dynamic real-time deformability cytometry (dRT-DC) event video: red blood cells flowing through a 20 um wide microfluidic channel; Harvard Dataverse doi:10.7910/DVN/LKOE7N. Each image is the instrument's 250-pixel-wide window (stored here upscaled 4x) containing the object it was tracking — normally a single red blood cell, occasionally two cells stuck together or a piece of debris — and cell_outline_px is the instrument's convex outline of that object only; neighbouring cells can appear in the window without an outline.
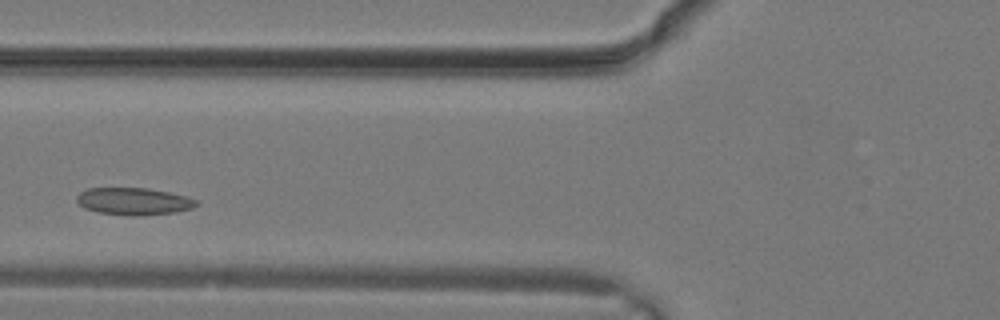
{"species": "common noctule bat (a hibernating species)", "species_latin": "Nyctalus noctula", "temperature_condition": "warm", "stored_images_in_passage": 8, "camera_frame_rate_fps": 3000, "um_per_image_px": 0.085, "animal": {"sex": "male", "body_mass_g": 19.2, "forearm_length_mm": 51.8}, "frame": {"image": 1, "passage_image": 5, "time_ms": 1.333, "image_size_px": [1000, 320], "cell_outline_px": [[200, 204], [192, 208], [176, 212], [136, 216], [128, 216], [96, 212], [84, 208], [76, 200], [76, 196], [80, 192], [88, 188], [148, 188], [168, 192], [184, 196], [196, 200]], "centroid_in_image_um": [11.34, 17.12], "position_along_channel_um": 114.5, "area_um2": 19.02}}
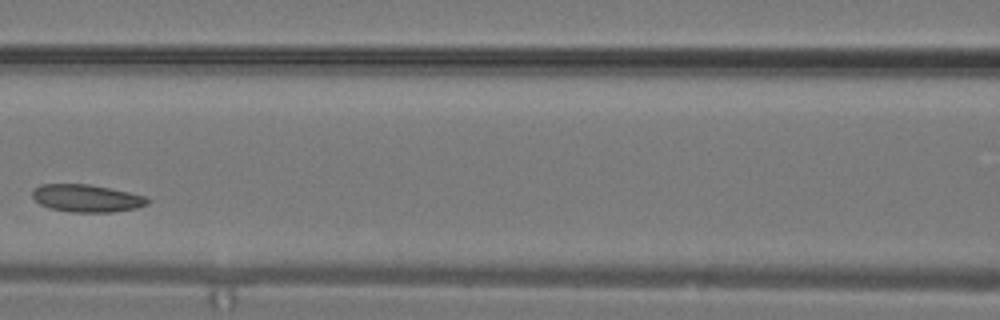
{"frame": {"image": 2, "passage_image": 7, "time_ms": 2.0, "image_size_px": [1000, 320], "cell_outline_px": [[148, 204], [136, 208], [112, 212], [72, 212], [52, 208], [40, 204], [32, 196], [32, 188], [40, 184], [88, 184], [148, 196]], "centroid_in_image_um": [7.36, 16.84], "position_along_channel_um": 159.2, "area_um2": 18.38}}